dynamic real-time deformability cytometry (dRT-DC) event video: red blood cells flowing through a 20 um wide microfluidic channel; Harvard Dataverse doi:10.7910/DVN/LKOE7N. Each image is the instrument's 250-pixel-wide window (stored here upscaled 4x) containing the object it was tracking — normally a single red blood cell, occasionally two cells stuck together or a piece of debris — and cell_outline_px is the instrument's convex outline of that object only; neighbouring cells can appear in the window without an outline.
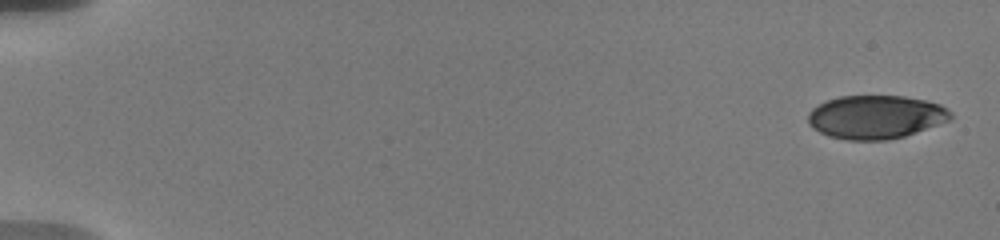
{"species": "human", "species_latin": "Homo sapiens", "temperature_condition": "warm", "stored_images_in_passage": 70, "camera_frame_rate_fps": 3000, "um_per_image_px": 0.085, "donor": {"sex": "male"}, "frame": {"image": 1, "passage_image": 1, "time_ms": 0.0, "image_size_px": [1000, 240], "cell_outline_px": [[952, 116], [948, 120], [904, 136], [888, 140], [848, 140], [828, 136], [812, 128], [808, 124], [808, 112], [812, 108], [828, 100], [840, 96], [904, 96], [928, 100], [940, 104], [952, 112]], "centroid_in_image_um": [74.42, 9.94], "position_along_channel_um": 10.6, "area_um2": 36.07}}
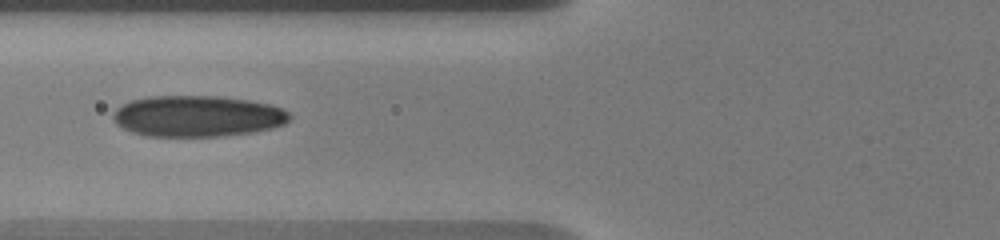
{"frame": {"image": 2, "passage_image": 24, "time_ms": 7.333, "image_size_px": [1000, 240], "cell_outline_px": [[292, 116], [284, 124], [272, 128], [256, 132], [224, 136], [144, 136], [132, 132], [116, 124], [112, 120], [112, 112], [116, 108], [132, 100], [148, 96], [220, 96], [248, 100], [272, 104], [288, 112]], "centroid_in_image_um": [16.78, 9.87], "position_along_channel_um": 109.0, "area_um2": 42.66}}
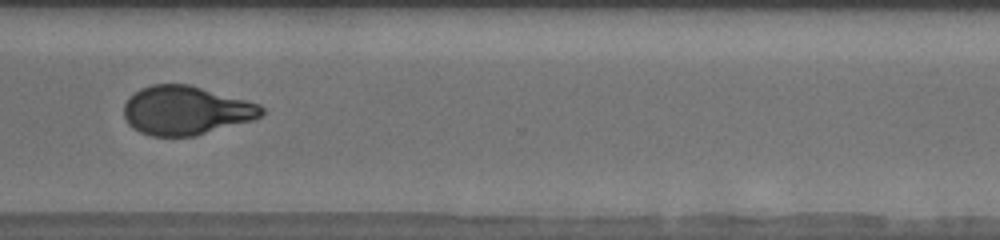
{"frame": {"image": 3, "passage_image": 59, "time_ms": 14.0, "image_size_px": [1000, 240], "cell_outline_px": [[264, 116], [252, 120], [196, 136], [152, 136], [140, 132], [132, 128], [128, 124], [124, 116], [124, 104], [128, 96], [140, 88], [152, 84], [188, 84], [248, 100], [260, 104], [264, 108]], "centroid_in_image_um": [15.8, 9.38], "position_along_channel_um": 354.8, "area_um2": 39.54}, "authors_computed_cell_mechanics": {"area_um2": 40.1421, "velocity_mm_per_s": 3.6823, "shape_relaxation_time_tau1_ms": 7.3451, "shape_relaxation_time_tau2_ms": 1.3721, "deformation_change_tau1": 0.2119, "deformation_change_tau2": 0.0726}}